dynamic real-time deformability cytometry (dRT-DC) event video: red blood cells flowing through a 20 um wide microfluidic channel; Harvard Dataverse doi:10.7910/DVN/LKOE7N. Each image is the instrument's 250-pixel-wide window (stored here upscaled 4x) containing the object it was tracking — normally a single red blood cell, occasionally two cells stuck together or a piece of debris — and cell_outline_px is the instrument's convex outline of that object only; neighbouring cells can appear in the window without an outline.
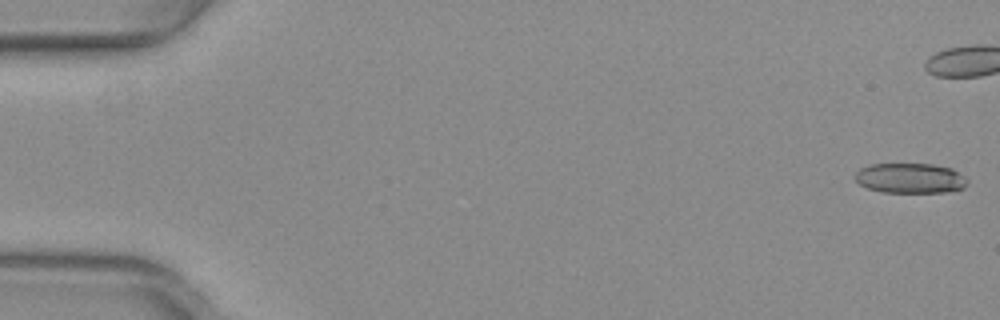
{"species": "common noctule bat (a hibernating species)", "species_latin": "Nyctalus noctula", "temperature_condition": "warm", "stored_images_in_passage": 16, "camera_frame_rate_fps": 3000, "um_per_image_px": 0.085, "animal": {"sex": "female", "body_mass_g": 29.2, "forearm_length_mm": 56.3}, "frame": {"image": 1, "passage_image": 1, "time_ms": 0.0, "image_size_px": [1000, 320], "cell_outline_px": [[968, 184], [964, 188], [944, 192], [884, 192], [868, 188], [860, 184], [856, 180], [856, 172], [860, 168], [872, 164], [932, 164], [952, 168], [964, 176], [968, 180]], "centroid_in_image_um": [77.4, 15.14], "position_along_channel_um": 7.6, "area_um2": 19.59}}
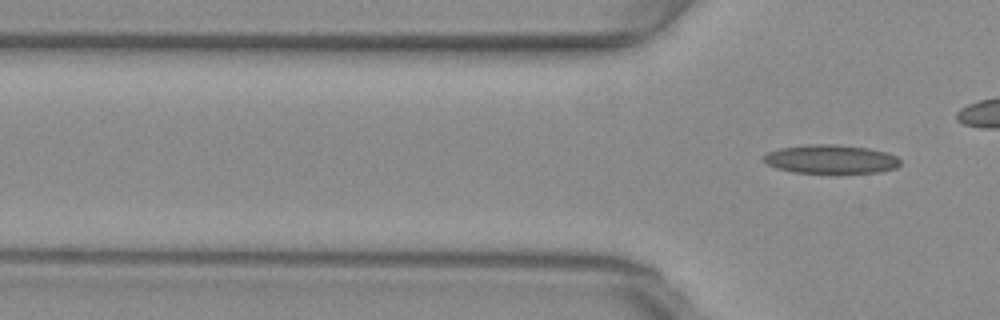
{"frame": {"image": 2, "passage_image": 16, "time_ms": 5.0, "image_size_px": [1000, 320], "cell_outline_px": [[900, 164], [896, 168], [880, 172], [792, 172], [776, 168], [768, 164], [760, 156], [768, 152], [780, 148], [808, 144], [836, 144], [868, 148], [888, 152], [896, 156], [900, 160]], "centroid_in_image_um": [70.61, 13.51], "position_along_channel_um": 55.2, "area_um2": 22.83}}